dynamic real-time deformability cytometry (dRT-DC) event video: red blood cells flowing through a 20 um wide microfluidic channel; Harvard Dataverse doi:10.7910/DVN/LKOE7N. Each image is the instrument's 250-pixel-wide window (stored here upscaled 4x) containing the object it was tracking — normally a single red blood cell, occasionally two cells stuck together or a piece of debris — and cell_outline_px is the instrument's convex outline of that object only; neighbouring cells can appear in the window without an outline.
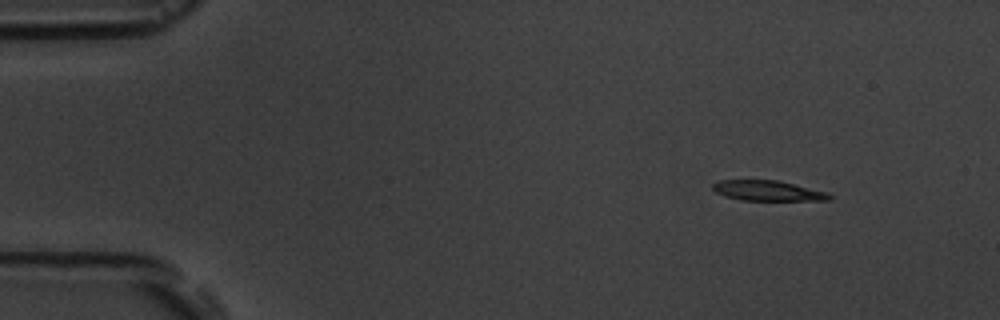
{"species": "common noctule bat (a hibernating species)", "species_latin": "Nyctalus noctula", "temperature_condition": "room temperature", "stored_images_in_passage": 4, "camera_frame_rate_fps": 3000, "um_per_image_px": 0.085, "animal": {"sex": "male", "body_mass_g": 19.5, "forearm_length_mm": 54.6}, "frame": {"image": 1, "passage_image": 1, "time_ms": 0.0, "image_size_px": [1000, 320], "cell_outline_px": [[832, 200], [740, 200], [724, 196], [716, 192], [712, 188], [712, 184], [720, 180], [776, 180], [828, 192], [832, 196]], "centroid_in_image_um": [65.25, 16.21], "position_along_channel_um": 19.7, "area_um2": 13.7}}
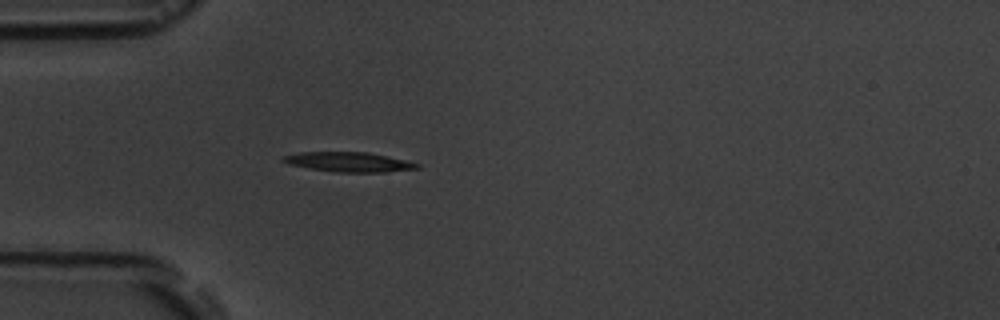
{"frame": {"image": 2, "passage_image": 4, "time_ms": 3.333, "image_size_px": [1000, 320], "cell_outline_px": [[420, 168], [384, 172], [336, 172], [308, 168], [288, 164], [280, 160], [284, 156], [300, 152], [368, 152], [388, 156], [420, 164]], "centroid_in_image_um": [29.64, 13.77], "position_along_channel_um": 55.4, "area_um2": 15.32}}